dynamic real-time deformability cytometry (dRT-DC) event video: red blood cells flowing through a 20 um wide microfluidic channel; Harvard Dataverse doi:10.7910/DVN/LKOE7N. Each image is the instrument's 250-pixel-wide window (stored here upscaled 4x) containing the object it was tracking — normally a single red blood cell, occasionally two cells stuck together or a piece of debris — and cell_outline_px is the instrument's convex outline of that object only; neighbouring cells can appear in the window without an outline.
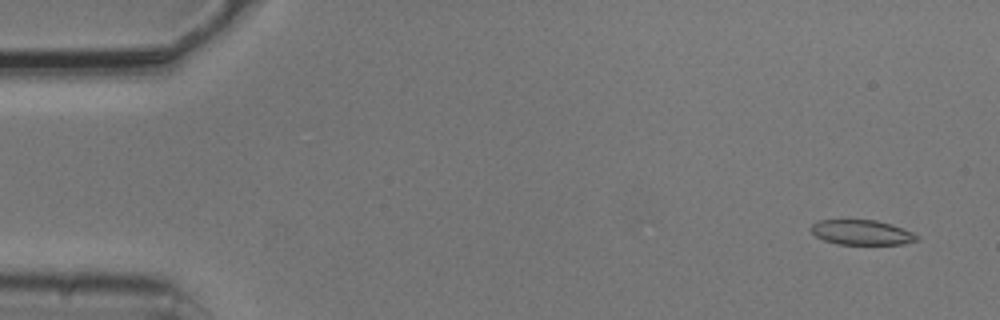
{"species": "common noctule bat (a hibernating species)", "species_latin": "Nyctalus noctula", "temperature_condition": "cold", "stored_images_in_passage": 5, "camera_frame_rate_fps": 3000, "um_per_image_px": 0.085, "animal": {"sex": "male", "body_mass_g": 20.5, "forearm_length_mm": 52.5}, "frame": {"image": 1, "passage_image": 1, "time_ms": 0.0, "image_size_px": [1000, 320], "cell_outline_px": [[920, 240], [904, 244], [836, 244], [824, 240], [816, 236], [812, 232], [812, 224], [820, 220], [876, 220], [892, 224], [912, 232], [920, 236]], "centroid_in_image_um": [73.3, 19.76], "position_along_channel_um": 11.7, "area_um2": 15.37}}
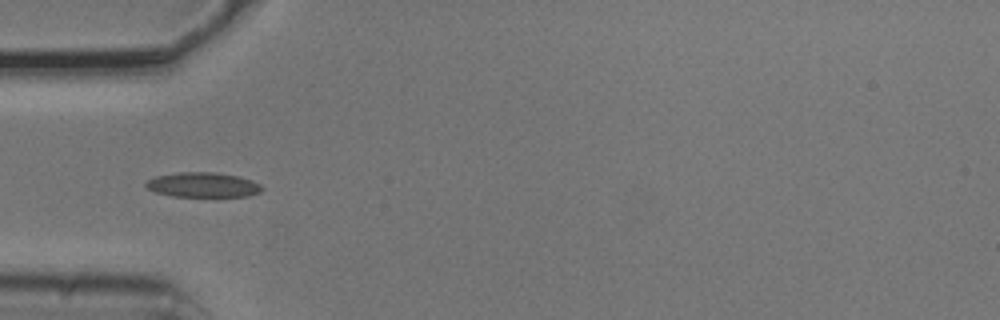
{"frame": {"image": 2, "passage_image": 5, "time_ms": 1.333, "image_size_px": [1000, 320], "cell_outline_px": [[264, 188], [260, 192], [248, 196], [172, 196], [156, 192], [148, 188], [144, 184], [148, 180], [156, 176], [180, 172], [216, 172], [236, 176], [252, 180], [260, 184]], "centroid_in_image_um": [17.26, 15.71], "position_along_channel_um": 67.7, "area_um2": 16.65}}